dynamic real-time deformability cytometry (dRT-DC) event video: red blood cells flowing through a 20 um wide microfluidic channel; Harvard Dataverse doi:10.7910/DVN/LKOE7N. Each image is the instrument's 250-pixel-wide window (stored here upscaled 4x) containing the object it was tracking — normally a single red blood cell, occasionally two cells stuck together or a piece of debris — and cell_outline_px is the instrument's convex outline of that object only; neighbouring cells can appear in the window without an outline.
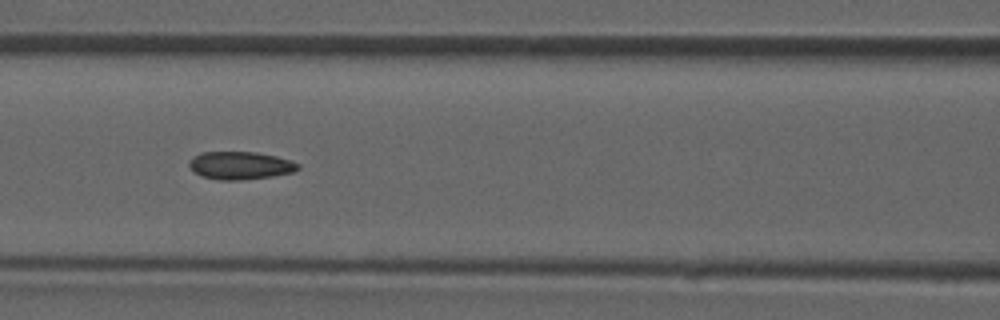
{"species": "common noctule bat (a hibernating species)", "species_latin": "Nyctalus noctula", "temperature_condition": "room temperature", "stored_images_in_passage": 46, "camera_frame_rate_fps": 3000, "um_per_image_px": 0.085, "animal": {"sex": "male", "forearm_length_mm": 52.5}, "frame": {"image": 1, "passage_image": 20, "time_ms": 6.333, "image_size_px": [1000, 320], "cell_outline_px": [[300, 168], [292, 172], [272, 176], [240, 180], [220, 180], [200, 176], [188, 164], [192, 156], [200, 152], [256, 152], [276, 156], [292, 160], [300, 164]], "centroid_in_image_um": [20.43, 14.06], "position_along_channel_um": 146.2, "area_um2": 17.69}}